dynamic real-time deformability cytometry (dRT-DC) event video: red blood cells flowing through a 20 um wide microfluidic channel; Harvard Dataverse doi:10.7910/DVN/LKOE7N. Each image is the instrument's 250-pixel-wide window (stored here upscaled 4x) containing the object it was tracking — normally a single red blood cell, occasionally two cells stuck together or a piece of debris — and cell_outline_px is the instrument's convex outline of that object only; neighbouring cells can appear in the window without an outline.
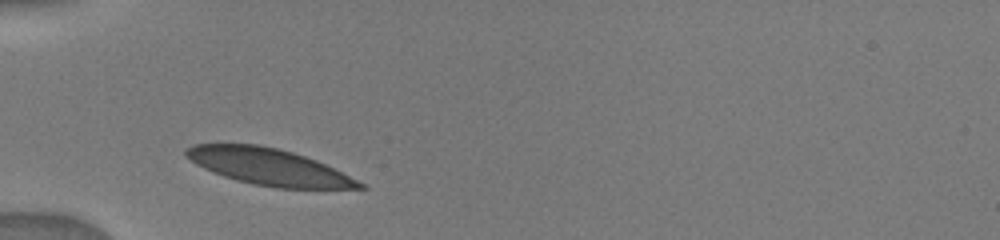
{"species": "human", "species_latin": "Homo sapiens", "temperature_condition": "warm", "stored_images_in_passage": 2, "camera_frame_rate_fps": 3000, "um_per_image_px": 0.085, "donor": {"sex": "male"}, "frame": {"image": 1, "passage_image": 1, "time_ms": 0.0, "image_size_px": [1000, 240], "cell_outline_px": [[368, 188], [276, 188], [252, 184], [236, 180], [212, 172], [196, 164], [184, 156], [184, 152], [192, 144], [260, 144], [292, 152], [316, 160], [364, 184]], "centroid_in_image_um": [22.78, 14.17], "position_along_channel_um": 62.2, "area_um2": 36.47}}
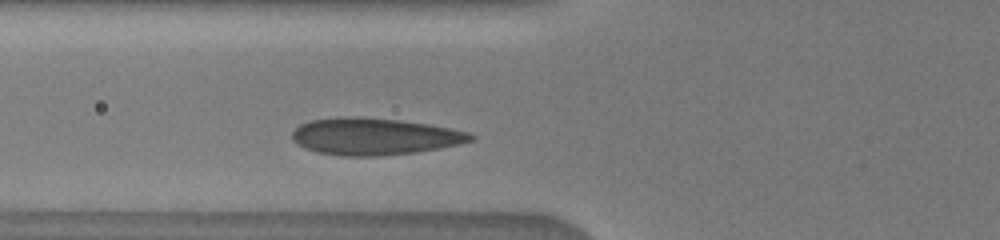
{"frame": {"image": 2, "passage_image": 2, "time_ms": 1.0, "image_size_px": [1000, 240], "cell_outline_px": [[476, 136], [472, 140], [460, 144], [440, 148], [416, 152], [380, 156], [344, 156], [316, 152], [304, 148], [296, 144], [292, 140], [292, 132], [300, 124], [308, 120], [344, 116], [356, 116], [400, 120], [428, 124], [468, 132]], "centroid_in_image_um": [31.78, 11.6], "position_along_channel_um": 94.0, "area_um2": 38.61}}